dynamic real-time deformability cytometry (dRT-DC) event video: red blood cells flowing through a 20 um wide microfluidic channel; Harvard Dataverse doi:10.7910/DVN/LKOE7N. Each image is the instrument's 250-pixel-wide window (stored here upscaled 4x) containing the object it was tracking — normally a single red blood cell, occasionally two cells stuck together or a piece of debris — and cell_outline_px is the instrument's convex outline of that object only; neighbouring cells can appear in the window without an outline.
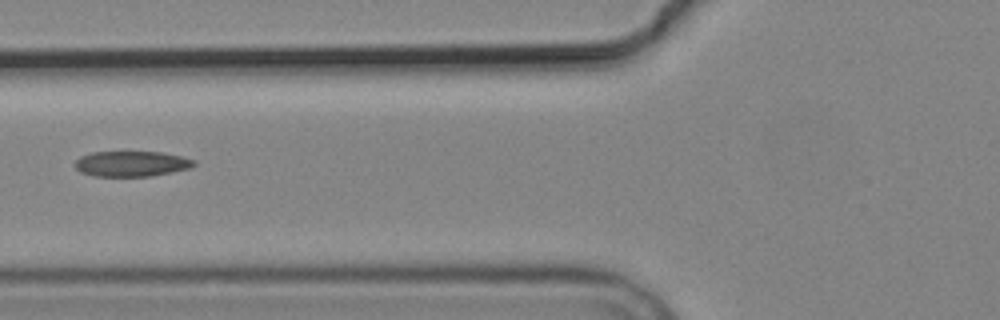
{"species": "common noctule bat (a hibernating species)", "species_latin": "Nyctalus noctula", "temperature_condition": "cold", "stored_images_in_passage": 9, "camera_frame_rate_fps": 3000, "um_per_image_px": 0.085, "animal": {"sex": "male", "body_mass_g": 19.2, "forearm_length_mm": 51.8}, "frame": {"image": 1, "passage_image": 6, "time_ms": 7.0, "image_size_px": [1000, 320], "cell_outline_px": [[196, 164], [188, 168], [148, 176], [96, 176], [80, 172], [76, 168], [76, 160], [80, 156], [92, 152], [160, 152], [180, 156], [196, 160]], "centroid_in_image_um": [11.15, 13.91], "position_along_channel_um": 114.7, "area_um2": 17.34}}
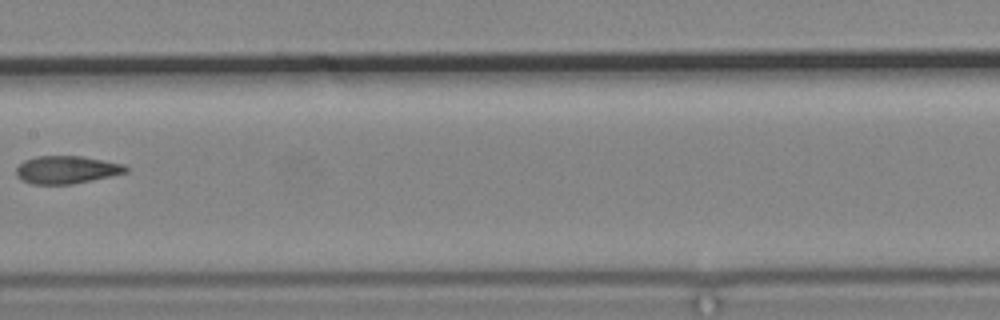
{"frame": {"image": 2, "passage_image": 8, "time_ms": 9.333, "image_size_px": [1000, 320], "cell_outline_px": [[128, 172], [92, 180], [72, 184], [32, 184], [20, 180], [16, 176], [16, 168], [24, 160], [36, 156], [80, 156], [124, 164], [128, 168]], "centroid_in_image_um": [5.63, 14.43], "position_along_channel_um": 201.8, "area_um2": 17.74}}
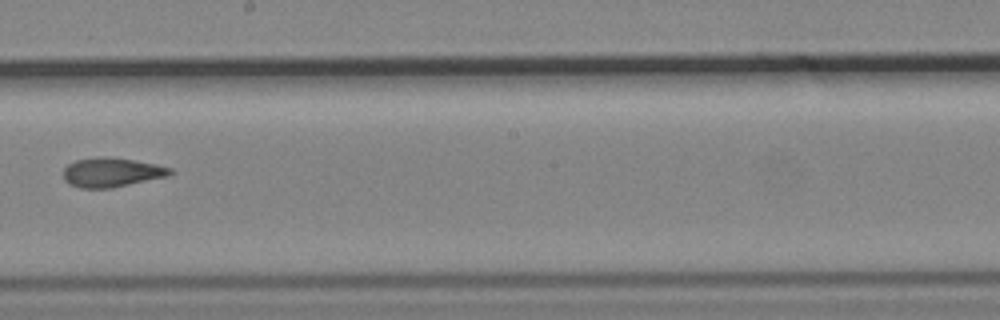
{"frame": {"image": 3, "passage_image": 9, "time_ms": 10.333, "image_size_px": [1000, 320], "cell_outline_px": [[172, 172], [168, 176], [112, 188], [80, 188], [68, 184], [64, 180], [64, 168], [68, 164], [76, 160], [96, 156], [108, 156], [156, 164], [172, 168]], "centroid_in_image_um": [9.46, 14.65], "position_along_channel_um": 238.7, "area_um2": 18.32}}